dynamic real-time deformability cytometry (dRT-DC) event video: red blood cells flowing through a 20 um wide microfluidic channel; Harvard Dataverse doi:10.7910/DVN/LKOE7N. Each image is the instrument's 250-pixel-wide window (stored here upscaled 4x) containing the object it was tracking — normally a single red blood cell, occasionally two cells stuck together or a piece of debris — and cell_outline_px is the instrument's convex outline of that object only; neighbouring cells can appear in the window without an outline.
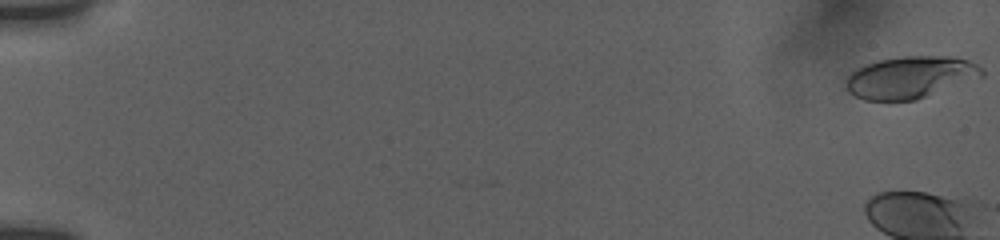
{"species": "human", "species_latin": "Homo sapiens", "temperature_condition": "room temperature", "stored_images_in_passage": 24, "camera_frame_rate_fps": 3000, "um_per_image_px": 0.085, "donor": {"sex": "female"}, "frame": {"image": 1, "passage_image": 1, "time_ms": 0.0, "image_size_px": [1000, 240], "cell_outline_px": [[984, 76], [916, 100], [864, 100], [848, 92], [844, 80], [856, 68], [876, 60], [904, 56], [952, 56], [968, 60], [976, 64], [984, 72]], "centroid_in_image_um": [77.36, 6.56], "position_along_channel_um": 7.6, "area_um2": 33.35}}